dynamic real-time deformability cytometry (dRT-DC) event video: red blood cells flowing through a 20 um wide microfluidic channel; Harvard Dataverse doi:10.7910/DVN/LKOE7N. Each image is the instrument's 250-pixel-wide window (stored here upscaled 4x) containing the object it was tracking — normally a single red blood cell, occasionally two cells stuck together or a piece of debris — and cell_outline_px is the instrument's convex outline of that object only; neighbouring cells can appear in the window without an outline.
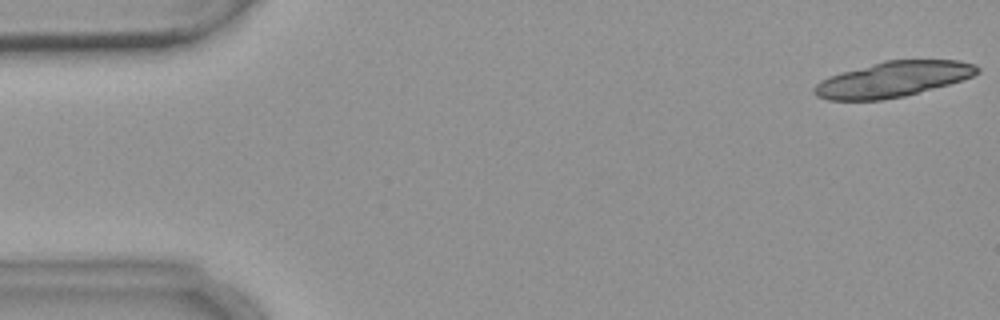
{"species": "common noctule bat (a hibernating species)", "species_latin": "Nyctalus noctula", "temperature_condition": "warm", "stored_images_in_passage": 6, "camera_frame_rate_fps": 3000, "um_per_image_px": 0.085, "animal": {"sex": "female", "body_mass_g": 18.4}, "frame": {"image": 1, "passage_image": 1, "time_ms": 0.0, "image_size_px": [1000, 320], "cell_outline_px": [[980, 72], [972, 76], [948, 84], [904, 96], [880, 100], [828, 100], [816, 96], [812, 92], [812, 88], [820, 80], [828, 76], [840, 72], [884, 60], [960, 60], [976, 64], [980, 68]], "centroid_in_image_um": [75.86, 6.73], "position_along_channel_um": 9.1, "area_um2": 33.76}}